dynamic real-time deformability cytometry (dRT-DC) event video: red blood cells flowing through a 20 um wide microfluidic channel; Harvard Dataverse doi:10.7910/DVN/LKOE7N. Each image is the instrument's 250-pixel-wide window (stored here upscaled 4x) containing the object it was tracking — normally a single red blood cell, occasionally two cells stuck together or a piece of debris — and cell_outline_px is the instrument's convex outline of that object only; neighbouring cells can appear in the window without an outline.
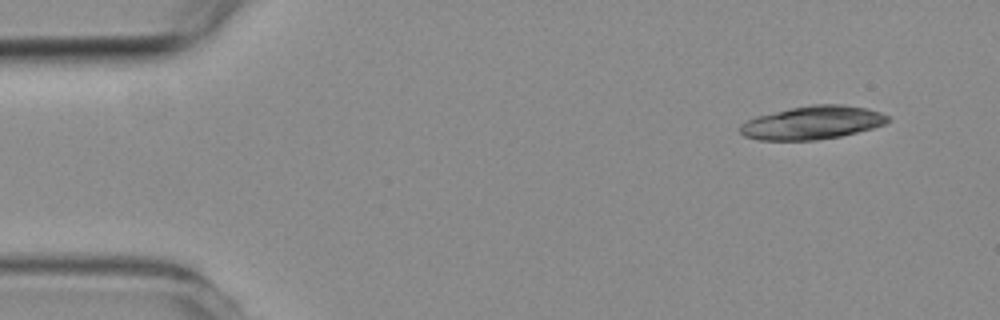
{"species": "common noctule bat (a hibernating species)", "species_latin": "Nyctalus noctula", "temperature_condition": "room temperature", "stored_images_in_passage": 2, "camera_frame_rate_fps": 3000, "um_per_image_px": 0.085, "animal": {"sex": "female", "body_mass_g": 19.3, "forearm_length_mm": 54.1}, "frame": {"image": 1, "passage_image": 1, "time_ms": 0.0, "image_size_px": [1000, 320], "cell_outline_px": [[892, 120], [884, 124], [872, 128], [840, 136], [816, 140], [760, 140], [744, 136], [740, 132], [740, 124], [756, 116], [788, 108], [812, 104], [840, 104], [868, 108], [880, 112], [888, 116]], "centroid_in_image_um": [69.05, 10.42], "position_along_channel_um": 15.9, "area_um2": 28.73}}